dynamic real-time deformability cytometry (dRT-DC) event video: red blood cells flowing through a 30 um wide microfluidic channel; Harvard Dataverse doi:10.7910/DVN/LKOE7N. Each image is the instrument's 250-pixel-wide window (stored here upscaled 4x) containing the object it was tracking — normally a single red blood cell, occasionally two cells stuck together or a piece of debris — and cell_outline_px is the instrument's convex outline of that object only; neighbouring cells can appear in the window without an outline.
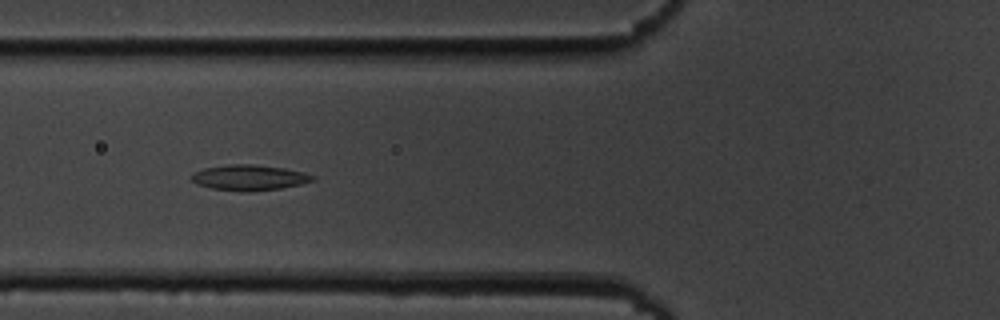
{"species": "common noctule bat (a hibernating species)", "species_latin": "Nyctalus noctula", "temperature_condition": "cold", "stored_images_in_passage": 39, "camera_frame_rate_fps": 3000, "um_per_image_px": 0.085, "animal": {"sex": "male", "body_mass_g": 19.5, "forearm_length_mm": 54.6}, "frame": {"image": 1, "passage_image": 5, "time_ms": 1.333, "image_size_px": [1000, 320], "cell_outline_px": [[316, 180], [300, 184], [280, 188], [252, 192], [248, 192], [212, 188], [196, 184], [192, 180], [192, 172], [204, 168], [228, 164], [252, 164], [284, 168], [304, 172], [316, 176]], "centroid_in_image_um": [21.2, 15.09], "position_along_channel_um": 104.6, "area_um2": 18.09}}
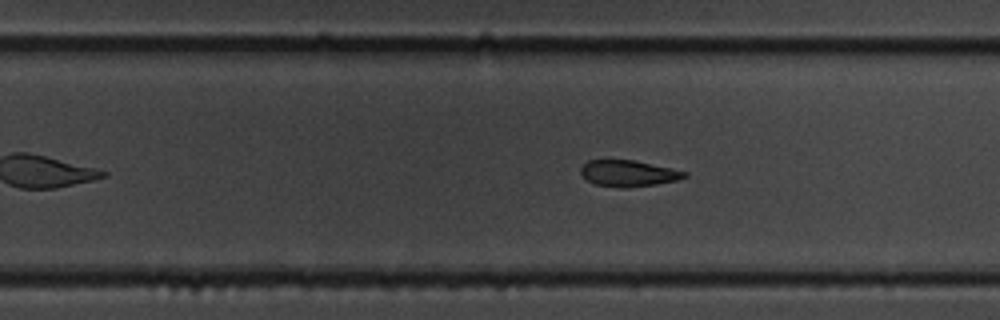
{"frame": {"image": 2, "passage_image": 19, "time_ms": 6.0, "image_size_px": [1000, 320], "cell_outline_px": [[688, 176], [676, 180], [656, 184], [628, 188], [596, 184], [588, 180], [580, 172], [580, 168], [588, 160], [632, 160], [672, 168], [688, 172]], "centroid_in_image_um": [53.43, 14.73], "position_along_channel_um": 276.4, "area_um2": 15.66}}
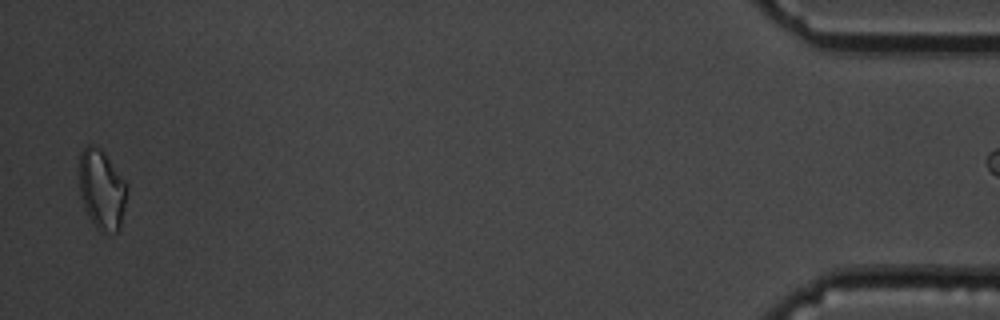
{"frame": {"image": 3, "passage_image": 38, "time_ms": 12.333, "image_size_px": [1000, 320], "cell_outline_px": [[128, 188], [120, 228], [116, 232], [100, 232], [96, 228], [88, 216], [84, 208], [80, 196], [80, 152], [88, 144], [92, 144], [100, 148], [104, 152], [128, 184]], "centroid_in_image_um": [8.66, 16.11], "position_along_channel_um": 426.5, "area_um2": 22.31}}